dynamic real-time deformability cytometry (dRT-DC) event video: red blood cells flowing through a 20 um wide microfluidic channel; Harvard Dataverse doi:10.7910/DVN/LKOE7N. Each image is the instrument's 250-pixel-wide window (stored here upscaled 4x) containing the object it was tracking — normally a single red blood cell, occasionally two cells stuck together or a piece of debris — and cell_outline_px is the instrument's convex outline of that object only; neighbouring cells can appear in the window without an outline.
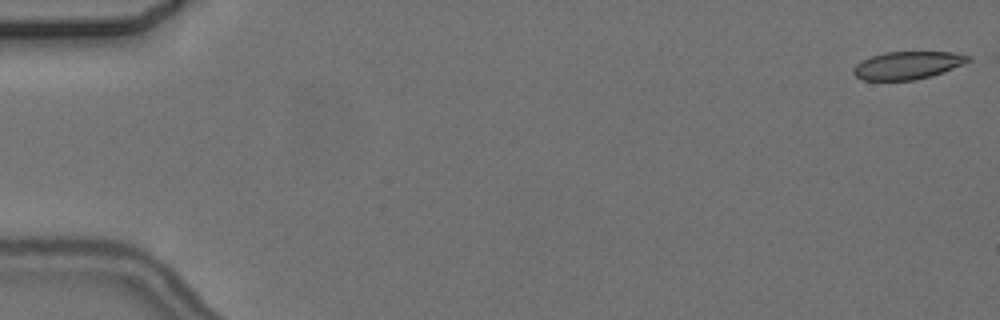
{"species": "common noctule bat (a hibernating species)", "species_latin": "Nyctalus noctula", "temperature_condition": "cold", "stored_images_in_passage": 4, "camera_frame_rate_fps": 3000, "um_per_image_px": 0.085, "animal": {"sex": "female", "body_mass_g": 24.6, "forearm_length_mm": 56.2}, "frame": {"image": 1, "passage_image": 1, "time_ms": 0.0, "image_size_px": [1000, 320], "cell_outline_px": [[972, 60], [964, 64], [932, 76], [912, 80], [864, 80], [856, 76], [852, 72], [852, 68], [856, 64], [872, 56], [884, 52], [952, 52], [972, 56]], "centroid_in_image_um": [77.17, 5.55], "position_along_channel_um": 7.8, "area_um2": 18.55}}